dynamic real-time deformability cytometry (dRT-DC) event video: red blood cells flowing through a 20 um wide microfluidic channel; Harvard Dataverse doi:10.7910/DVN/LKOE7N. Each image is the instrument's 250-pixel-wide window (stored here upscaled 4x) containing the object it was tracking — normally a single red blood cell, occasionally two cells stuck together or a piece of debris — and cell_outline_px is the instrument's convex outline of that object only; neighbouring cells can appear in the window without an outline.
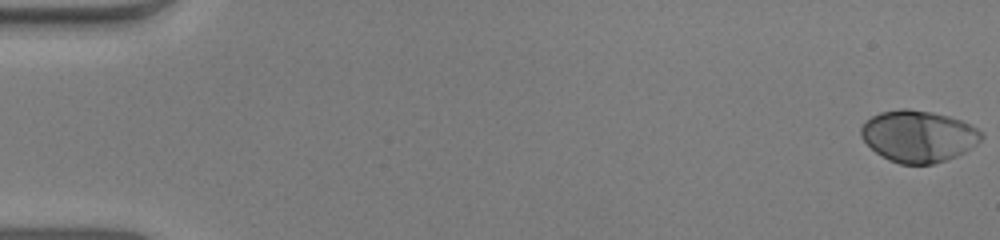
{"species": "human", "species_latin": "Homo sapiens", "temperature_condition": "warm", "stored_images_in_passage": 52, "camera_frame_rate_fps": 3000, "um_per_image_px": 0.085, "donor": {"sex": "male"}, "frame": {"image": 1, "passage_image": 1, "time_ms": 0.0, "image_size_px": [1000, 240], "cell_outline_px": [[984, 136], [976, 144], [964, 152], [956, 156], [932, 164], [900, 164], [888, 160], [876, 152], [860, 136], [860, 128], [872, 116], [880, 112], [900, 108], [908, 108], [932, 112], [948, 116], [960, 120], [984, 132]], "centroid_in_image_um": [78.05, 11.57], "position_along_channel_um": 6.9, "area_um2": 36.07}}
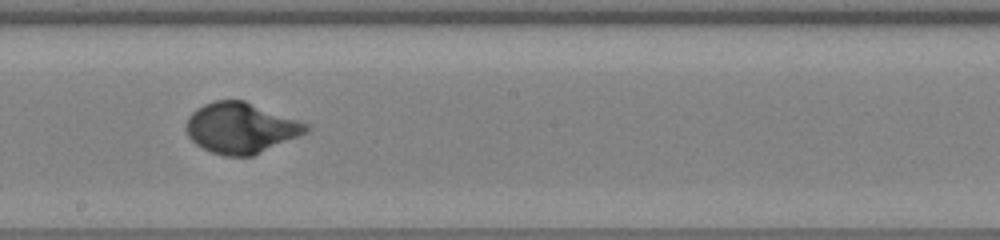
{"frame": {"image": 2, "passage_image": 30, "time_ms": 9.667, "image_size_px": [1000, 240], "cell_outline_px": [[308, 132], [252, 156], [224, 156], [212, 152], [196, 144], [188, 136], [184, 128], [188, 116], [196, 108], [204, 104], [216, 100], [244, 100], [308, 124]], "centroid_in_image_um": [20.43, 10.87], "position_along_channel_um": 227.8, "area_um2": 35.2}}
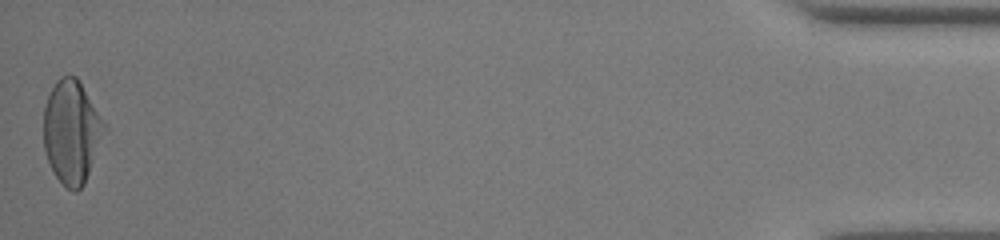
{"frame": {"image": 3, "passage_image": 52, "time_ms": 17.0, "image_size_px": [1000, 240], "cell_outline_px": [[108, 128], [84, 184], [76, 192], [72, 192], [56, 176], [48, 160], [44, 148], [44, 108], [48, 96], [56, 80], [60, 76], [68, 72], [76, 76], [80, 80], [104, 120]], "centroid_in_image_um": [6.12, 11.15], "position_along_channel_um": 429.1, "area_um2": 36.88}, "authors_computed_cell_mechanics": {"area_um2": 34.9979, "velocity_mm_per_s": 4.0194, "shape_relaxation_time_tau1_ms": 2.8562, "shape_relaxation_time_tau2_ms": null, "deformation_change_tau1": 0.2067, "deformation_change_tau2": null}}